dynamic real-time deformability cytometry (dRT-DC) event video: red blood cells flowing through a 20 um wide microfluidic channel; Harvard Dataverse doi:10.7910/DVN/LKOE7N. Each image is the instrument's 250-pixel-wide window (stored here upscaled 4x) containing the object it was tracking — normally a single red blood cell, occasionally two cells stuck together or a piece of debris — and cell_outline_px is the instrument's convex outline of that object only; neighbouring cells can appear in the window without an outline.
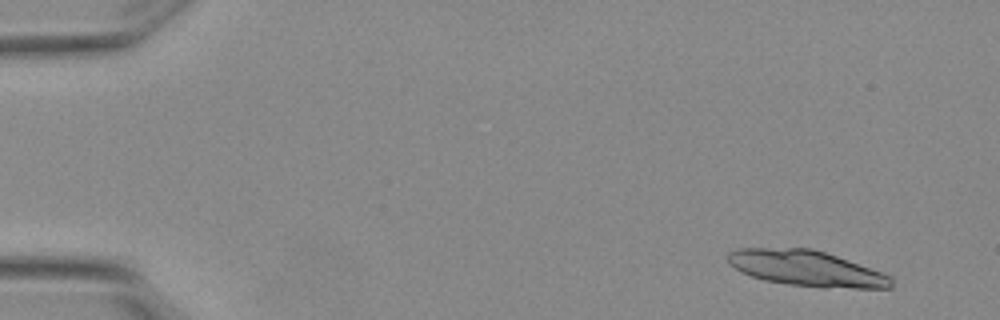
{"species": "Egyptian fruit bat (a non-hibernating species)", "species_latin": "Rousettus aegyptiacus", "temperature_condition": "warm", "stored_images_in_passage": 6, "camera_frame_rate_fps": 3000, "um_per_image_px": 0.085, "animal": {"sex": "female"}, "frame": {"image": 1, "passage_image": 1, "time_ms": 0.0, "image_size_px": [1000, 320], "cell_outline_px": [[892, 288], [820, 288], [788, 284], [764, 280], [752, 276], [736, 268], [728, 260], [728, 252], [736, 248], [812, 248], [836, 256], [892, 276]], "centroid_in_image_um": [68.56, 22.82], "position_along_channel_um": 16.4, "area_um2": 33.7}}
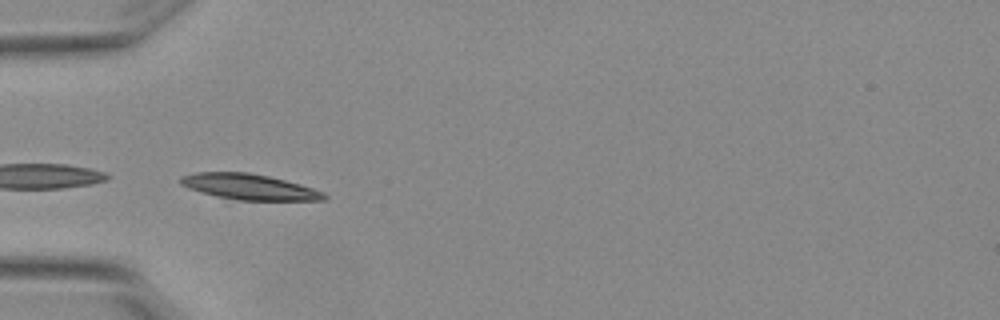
{"frame": {"image": 2, "passage_image": 5, "time_ms": 1.333, "image_size_px": [1000, 320], "cell_outline_px": [[328, 196], [324, 200], [236, 200], [216, 196], [188, 188], [180, 184], [180, 176], [196, 172], [248, 172], [268, 176], [300, 184], [324, 192]], "centroid_in_image_um": [21.17, 15.88], "position_along_channel_um": 63.8, "area_um2": 21.39}}
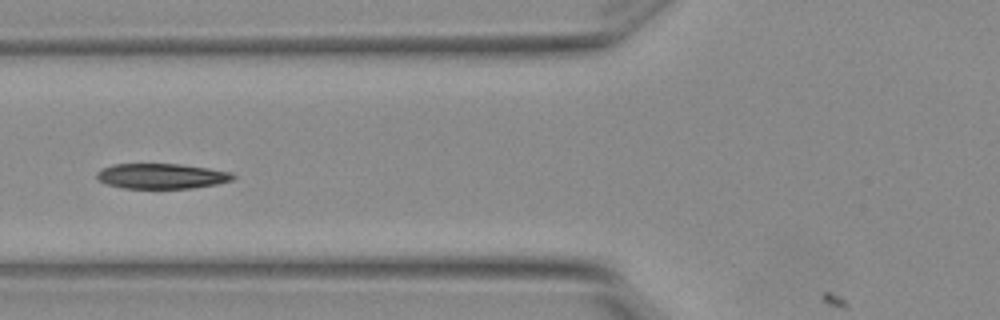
{"frame": {"image": 3, "passage_image": 6, "time_ms": 1.667, "image_size_px": [1000, 320], "cell_outline_px": [[236, 176], [232, 180], [216, 184], [192, 188], [124, 188], [108, 184], [100, 180], [96, 176], [96, 172], [112, 164], [180, 164], [208, 168], [232, 172]], "centroid_in_image_um": [13.76, 14.96], "position_along_channel_um": 112.0, "area_um2": 19.88}}